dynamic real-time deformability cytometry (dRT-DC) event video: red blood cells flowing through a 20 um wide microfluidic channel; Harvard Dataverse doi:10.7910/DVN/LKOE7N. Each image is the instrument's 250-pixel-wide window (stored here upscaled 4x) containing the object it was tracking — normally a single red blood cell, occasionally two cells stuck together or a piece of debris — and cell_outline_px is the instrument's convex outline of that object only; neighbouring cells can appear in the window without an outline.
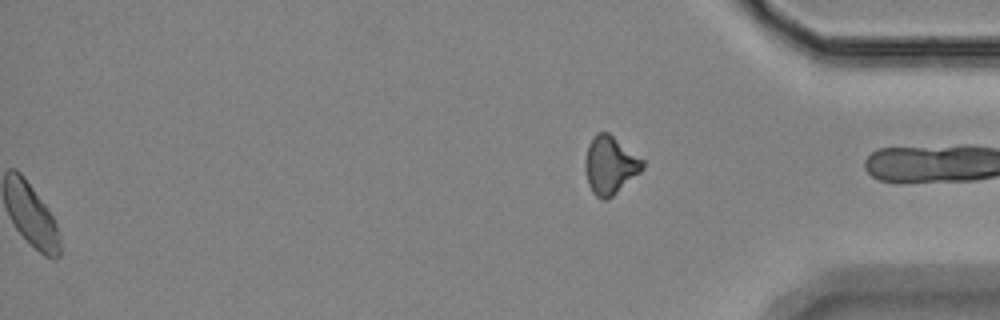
{"species": "Egyptian fruit bat (a non-hibernating species)", "species_latin": "Rousettus aegyptiacus", "temperature_condition": "room temperature", "stored_images_in_passage": 58, "segment_of_instrument_passage": [2, 2], "camera_frame_rate_fps": 3000, "um_per_image_px": 0.085, "animal": {"sex": "female"}, "frame": {"image": 1, "passage_image": 58, "time_ms": 19.0, "image_size_px": [1000, 320], "cell_outline_px": [[644, 168], [640, 172], [608, 200], [604, 200], [596, 196], [592, 192], [588, 184], [584, 168], [584, 160], [588, 144], [592, 136], [596, 132], [608, 132], [644, 160]], "centroid_in_image_um": [51.83, 14.03], "position_along_channel_um": 383.4, "area_um2": 19.54}}